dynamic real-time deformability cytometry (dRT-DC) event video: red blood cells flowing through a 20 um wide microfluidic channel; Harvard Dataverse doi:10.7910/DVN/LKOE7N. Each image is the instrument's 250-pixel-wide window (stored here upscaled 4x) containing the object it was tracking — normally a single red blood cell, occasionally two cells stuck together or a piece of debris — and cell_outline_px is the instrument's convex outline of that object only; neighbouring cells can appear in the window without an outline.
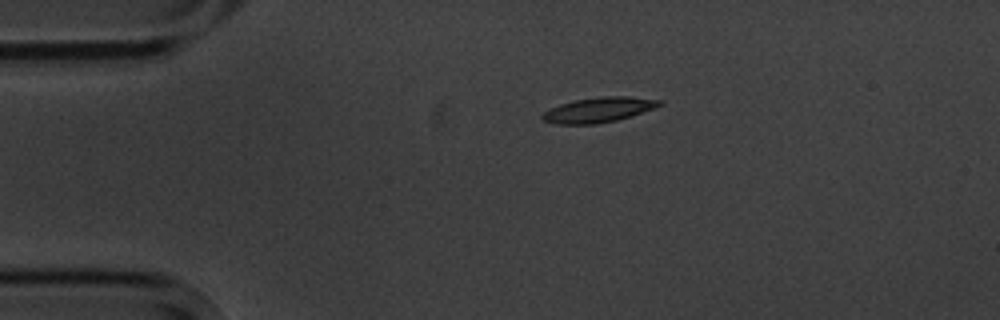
{"species": "common noctule bat (a hibernating species)", "species_latin": "Nyctalus noctula", "temperature_condition": "cold", "stored_images_in_passage": 3, "camera_frame_rate_fps": 3000, "um_per_image_px": 0.085, "animal": {"sex": "male", "body_mass_g": 20.1, "forearm_length_mm": 53.5}, "frame": {"image": 1, "passage_image": 1, "time_ms": 0.0, "image_size_px": [1000, 320], "cell_outline_px": [[664, 104], [632, 116], [616, 120], [596, 124], [556, 124], [544, 120], [540, 116], [544, 112], [560, 104], [572, 100], [600, 96], [628, 96], [664, 100]], "centroid_in_image_um": [50.92, 9.32], "position_along_channel_um": 34.1, "area_um2": 17.17}}